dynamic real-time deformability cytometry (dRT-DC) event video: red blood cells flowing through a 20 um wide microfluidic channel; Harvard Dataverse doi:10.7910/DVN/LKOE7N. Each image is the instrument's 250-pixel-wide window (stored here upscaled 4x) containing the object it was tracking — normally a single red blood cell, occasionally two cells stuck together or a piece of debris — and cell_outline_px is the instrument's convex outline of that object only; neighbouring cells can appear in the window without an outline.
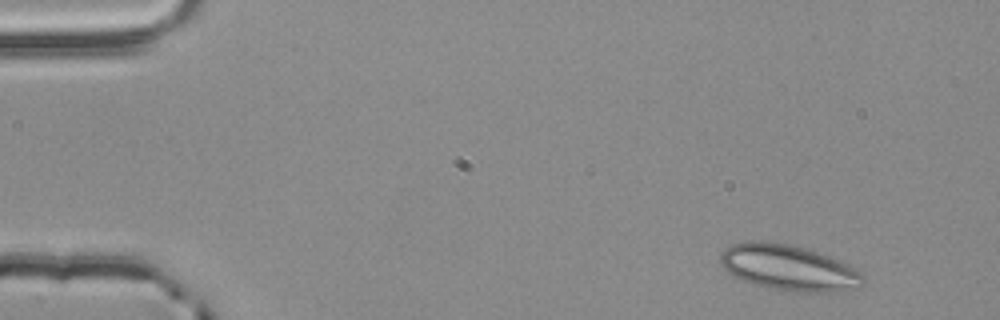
{"species": "common noctule bat (a hibernating species)", "species_latin": "Nyctalus noctula", "temperature_condition": "room temperature", "stored_images_in_passage": 3, "camera_frame_rate_fps": 3000, "um_per_image_px": 0.085, "animal": {"sex": "male", "body_mass_g": 20.4}, "frame": {"image": 1, "passage_image": 1, "time_ms": 0.0, "image_size_px": [1000, 320], "cell_outline_px": [[864, 284], [856, 288], [832, 292], [796, 292], [764, 288], [740, 280], [732, 276], [720, 264], [720, 252], [724, 248], [732, 244], [748, 240], [764, 240], [788, 244], [804, 248], [828, 256], [856, 268], [864, 272]], "centroid_in_image_um": [67.0, 22.76], "position_along_channel_um": 18.0, "area_um2": 38.67}}